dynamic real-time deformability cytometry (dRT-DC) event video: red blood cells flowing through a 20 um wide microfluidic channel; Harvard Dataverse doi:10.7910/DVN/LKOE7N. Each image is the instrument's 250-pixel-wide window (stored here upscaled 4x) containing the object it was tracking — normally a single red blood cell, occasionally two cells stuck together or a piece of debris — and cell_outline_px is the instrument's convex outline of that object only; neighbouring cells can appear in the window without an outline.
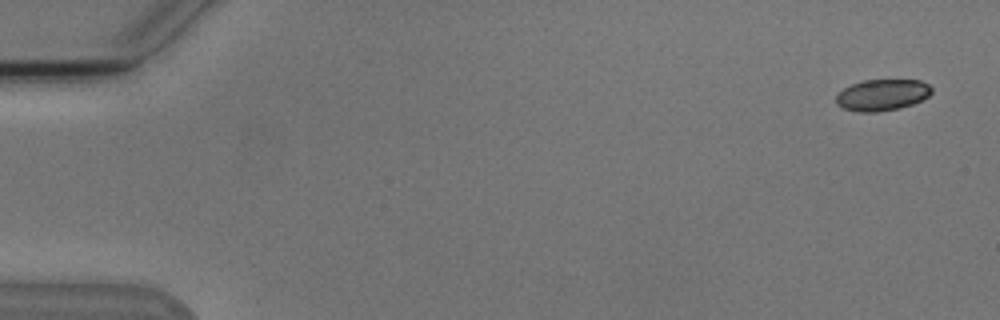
{"species": "Egyptian fruit bat (a non-hibernating species)", "species_latin": "Rousettus aegyptiacus", "temperature_condition": "cold", "stored_images_in_passage": 6, "camera_frame_rate_fps": 3000, "um_per_image_px": 0.085, "animal": {"sex": "male"}, "frame": {"image": 1, "passage_image": 1, "time_ms": 0.0, "image_size_px": [1000, 320], "cell_outline_px": [[932, 92], [928, 96], [912, 104], [900, 108], [876, 112], [860, 112], [844, 108], [836, 104], [836, 96], [844, 88], [852, 84], [864, 80], [920, 80], [928, 84], [932, 88]], "centroid_in_image_um": [74.99, 8.07], "position_along_channel_um": 10.0, "area_um2": 17.34}}
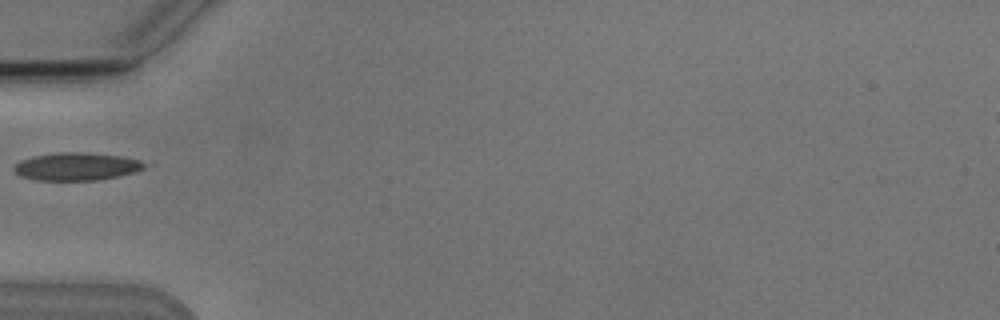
{"frame": {"image": 2, "passage_image": 5, "time_ms": 5.667, "image_size_px": [1000, 320], "cell_outline_px": [[156, 164], [136, 172], [120, 176], [100, 180], [36, 180], [20, 176], [12, 168], [20, 160], [36, 156], [60, 152], [84, 152], [124, 156]], "centroid_in_image_um": [6.64, 14.15], "position_along_channel_um": 78.4, "area_um2": 21.56}}